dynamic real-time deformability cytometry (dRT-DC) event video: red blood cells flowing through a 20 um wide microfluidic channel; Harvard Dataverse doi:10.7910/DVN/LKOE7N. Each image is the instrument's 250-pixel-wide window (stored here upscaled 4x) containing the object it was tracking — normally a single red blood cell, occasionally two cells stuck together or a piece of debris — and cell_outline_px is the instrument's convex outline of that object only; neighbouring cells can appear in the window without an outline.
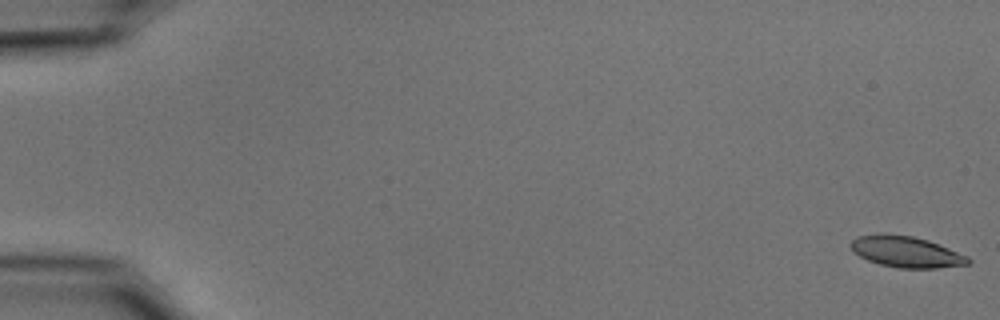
{"species": "common noctule bat (a hibernating species)", "species_latin": "Nyctalus noctula", "temperature_condition": "cold", "stored_images_in_passage": 55, "camera_frame_rate_fps": 3000, "um_per_image_px": 0.085, "animal": {"sex": "male", "body_mass_g": 15.6}, "frame": {"image": 1, "passage_image": 1, "time_ms": 0.0, "image_size_px": [1000, 320], "cell_outline_px": [[972, 260], [968, 264], [936, 268], [900, 268], [880, 264], [868, 260], [852, 252], [848, 244], [856, 236], [880, 232], [884, 232], [912, 236], [928, 240], [968, 256]], "centroid_in_image_um": [76.96, 21.38], "position_along_channel_um": 8.0, "area_um2": 21.56}}
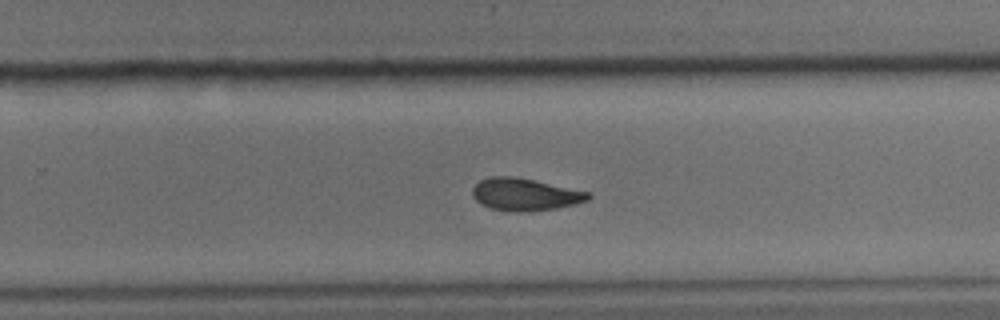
{"frame": {"image": 2, "passage_image": 36, "time_ms": 11.667, "image_size_px": [1000, 320], "cell_outline_px": [[592, 196], [588, 200], [556, 208], [528, 212], [508, 212], [488, 208], [480, 204], [472, 196], [472, 188], [480, 180], [488, 176], [512, 176], [592, 192]], "centroid_in_image_um": [44.59, 16.54], "position_along_channel_um": 285.2, "area_um2": 22.02}}
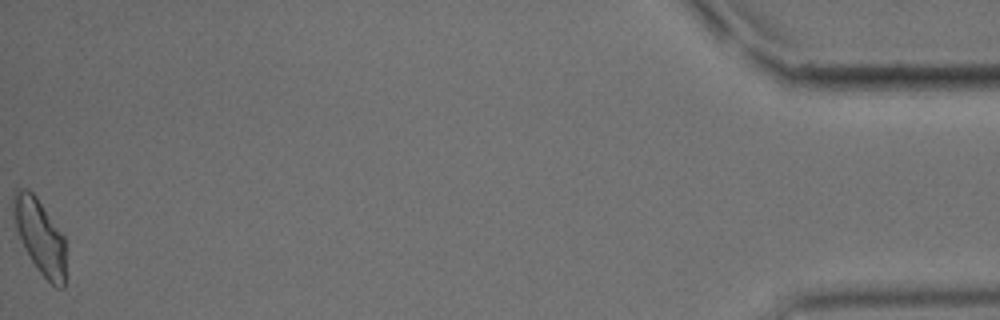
{"frame": {"image": 3, "passage_image": 55, "time_ms": 18.0, "image_size_px": [1000, 320], "cell_outline_px": [[64, 288], [56, 288], [40, 272], [24, 248], [20, 240], [12, 208], [12, 196], [16, 188], [28, 188], [36, 196], [64, 236]], "centroid_in_image_um": [3.37, 20.05], "position_along_channel_um": 431.8, "area_um2": 22.43}, "authors_computed_cell_mechanics": {"area_um2": 21.964, "velocity_mm_per_s": 3.7274, "shape_relaxation_time_tau1_ms": 6.9077, "shape_relaxation_time_tau2_ms": 3.172, "deformation_change_tau1": 0.1573, "deformation_change_tau2": 0.0986}}